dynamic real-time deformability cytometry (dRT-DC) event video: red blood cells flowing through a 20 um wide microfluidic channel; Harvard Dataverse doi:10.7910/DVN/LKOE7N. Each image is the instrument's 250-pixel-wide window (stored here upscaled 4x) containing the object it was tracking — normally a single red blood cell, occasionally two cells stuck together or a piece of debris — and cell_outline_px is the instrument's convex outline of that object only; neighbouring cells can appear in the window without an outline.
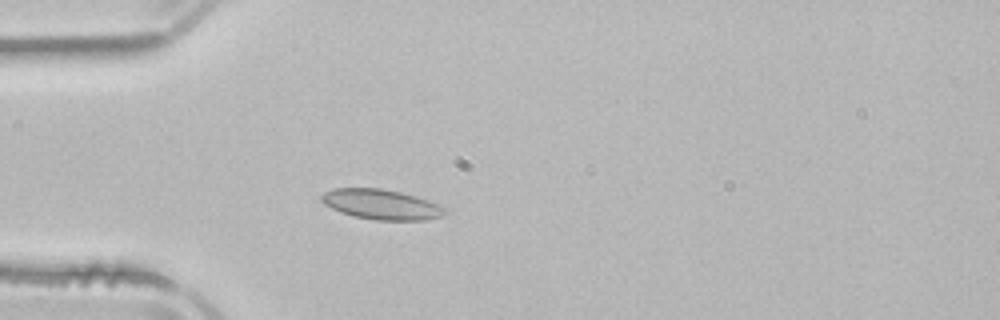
{"species": "common noctule bat (a hibernating species)", "species_latin": "Nyctalus noctula", "temperature_condition": "room temperature", "stored_images_in_passage": 36, "camera_frame_rate_fps": 3000, "um_per_image_px": 0.085, "animal": {"sex": "male", "body_mass_g": 21.5, "forearm_length_mm": 52.0}, "frame": {"image": 1, "passage_image": 9, "time_ms": 2.667, "image_size_px": [1000, 320], "cell_outline_px": [[444, 216], [424, 220], [376, 220], [356, 216], [340, 212], [324, 204], [320, 200], [320, 196], [324, 192], [336, 188], [380, 188], [400, 192], [416, 196], [436, 204], [444, 208]], "centroid_in_image_um": [32.37, 17.37], "position_along_channel_um": 52.6, "area_um2": 21.39}}
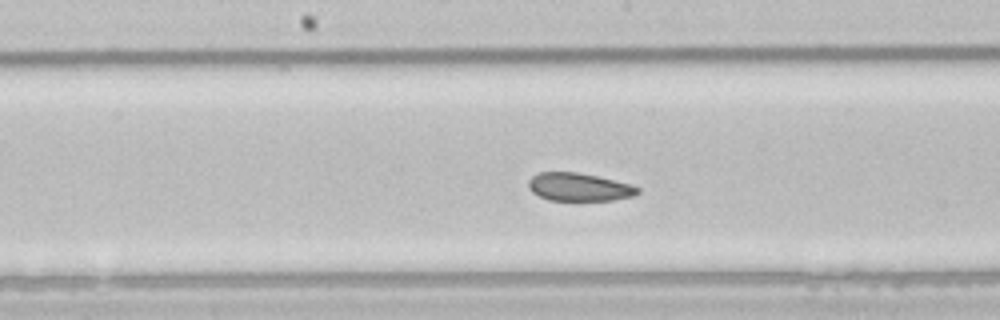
{"frame": {"image": 2, "passage_image": 21, "time_ms": 6.667, "image_size_px": [1000, 320], "cell_outline_px": [[640, 192], [632, 196], [612, 200], [548, 200], [532, 192], [528, 188], [528, 180], [532, 176], [540, 172], [576, 172], [596, 176], [632, 184], [640, 188]], "centroid_in_image_um": [49.21, 15.89], "position_along_channel_um": 199.0, "area_um2": 17.8}}
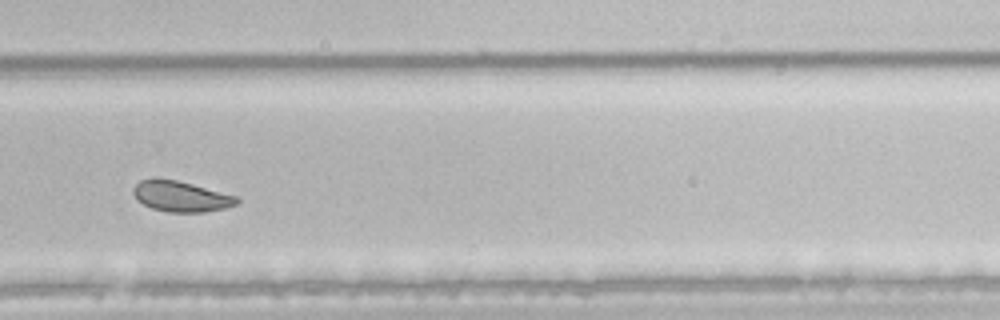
{"frame": {"image": 3, "passage_image": 30, "time_ms": 9.667, "image_size_px": [1000, 320], "cell_outline_px": [[240, 200], [236, 204], [224, 208], [204, 212], [168, 212], [152, 208], [136, 200], [132, 192], [132, 188], [140, 180], [176, 180], [192, 184], [236, 196]], "centroid_in_image_um": [15.36, 16.71], "position_along_channel_um": 314.4, "area_um2": 18.09}, "authors_computed_cell_mechanics": {"area_um2": 19.7098, "velocity_mm_per_s": 3.8681, "shape_relaxation_time_tau1_ms": 3.5344, "shape_relaxation_time_tau2_ms": null, "deformation_change_tau1": 0.0564, "deformation_change_tau2": null}}